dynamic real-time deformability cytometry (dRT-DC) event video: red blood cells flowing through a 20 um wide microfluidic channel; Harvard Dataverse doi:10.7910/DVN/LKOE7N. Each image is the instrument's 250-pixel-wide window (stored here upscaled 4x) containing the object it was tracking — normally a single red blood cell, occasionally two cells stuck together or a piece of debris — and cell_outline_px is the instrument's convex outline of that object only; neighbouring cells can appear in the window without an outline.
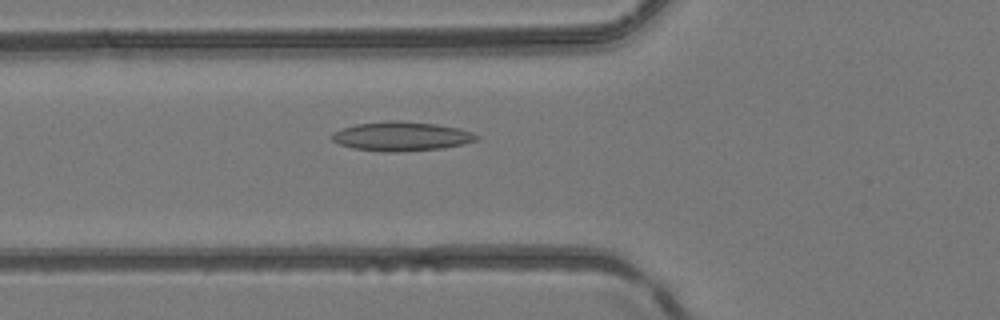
{"species": "common noctule bat (a hibernating species)", "species_latin": "Nyctalus noctula", "temperature_condition": "room temperature", "stored_images_in_passage": 46, "camera_frame_rate_fps": 3000, "um_per_image_px": 0.085, "animal": {"sex": "female", "body_mass_g": 24.6, "forearm_length_mm": 56.2}, "frame": {"image": 1, "passage_image": 19, "time_ms": 6.0, "image_size_px": [1000, 320], "cell_outline_px": [[480, 136], [476, 140], [464, 144], [444, 148], [400, 152], [384, 152], [352, 148], [340, 144], [332, 140], [328, 136], [344, 128], [356, 124], [392, 120], [436, 124], [456, 128], [472, 132]], "centroid_in_image_um": [34.12, 11.6], "position_along_channel_um": 91.7, "area_um2": 24.51}}
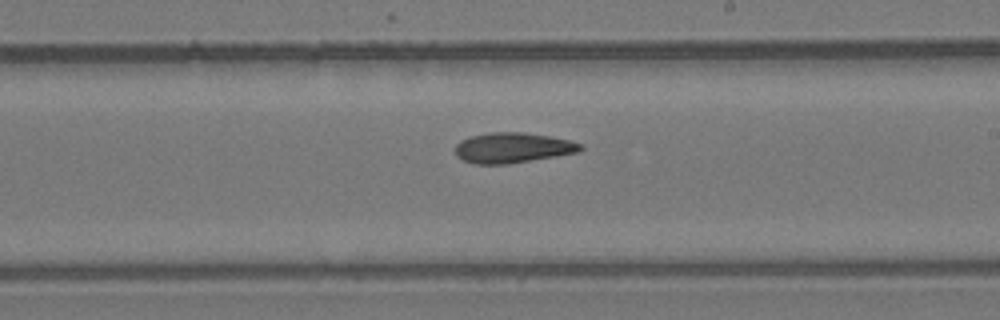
{"frame": {"image": 2, "passage_image": 30, "time_ms": 9.667, "image_size_px": [1000, 320], "cell_outline_px": [[584, 148], [580, 152], [508, 164], [476, 164], [464, 160], [456, 156], [456, 144], [460, 140], [472, 136], [492, 132], [524, 132], [548, 136], [568, 140], [584, 144]], "centroid_in_image_um": [43.6, 12.56], "position_along_channel_um": 245.4, "area_um2": 22.08}}
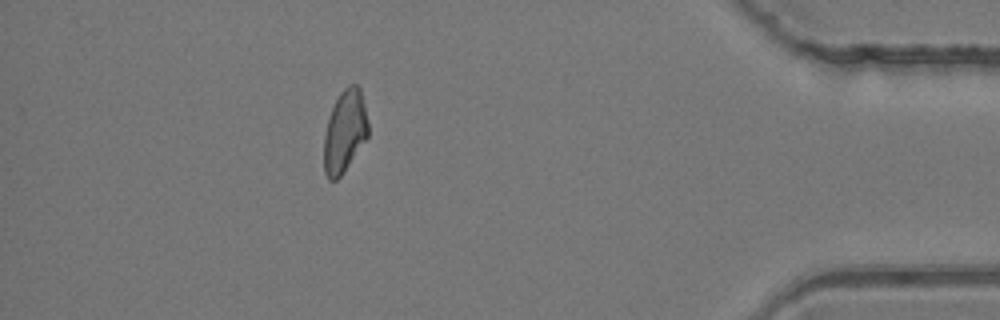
{"frame": {"image": 3, "passage_image": 45, "time_ms": 14.667, "image_size_px": [1000, 320], "cell_outline_px": [[368, 136], [340, 176], [336, 180], [328, 180], [324, 172], [324, 136], [328, 120], [332, 108], [340, 92], [348, 84], [356, 84], [360, 88], [368, 120]], "centroid_in_image_um": [29.3, 11.15], "position_along_channel_um": 405.9, "area_um2": 20.98}}